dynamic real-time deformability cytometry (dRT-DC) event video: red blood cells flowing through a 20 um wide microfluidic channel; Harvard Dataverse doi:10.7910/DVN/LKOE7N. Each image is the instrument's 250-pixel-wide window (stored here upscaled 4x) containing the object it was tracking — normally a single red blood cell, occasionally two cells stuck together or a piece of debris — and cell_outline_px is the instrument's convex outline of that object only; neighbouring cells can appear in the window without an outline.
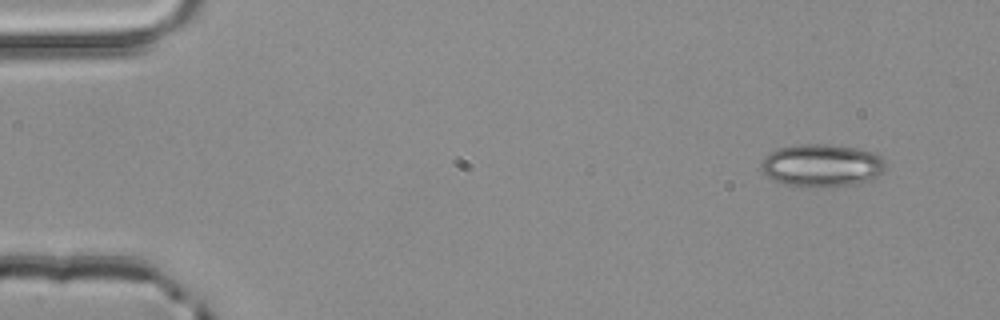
{"species": "common noctule bat (a hibernating species)", "species_latin": "Nyctalus noctula", "temperature_condition": "room temperature", "stored_images_in_passage": 3, "camera_frame_rate_fps": 3000, "um_per_image_px": 0.085, "animal": {"sex": "male", "body_mass_g": 20.4}, "frame": {"image": 1, "passage_image": 3, "time_ms": 0.667, "image_size_px": [1000, 320], "cell_outline_px": [[884, 168], [872, 180], [852, 184], [820, 188], [816, 188], [784, 184], [768, 176], [760, 168], [760, 164], [764, 156], [776, 148], [800, 144], [832, 144], [856, 148], [872, 152], [880, 156], [884, 160]], "centroid_in_image_um": [69.82, 14.05], "position_along_channel_um": 15.2, "area_um2": 31.04}}